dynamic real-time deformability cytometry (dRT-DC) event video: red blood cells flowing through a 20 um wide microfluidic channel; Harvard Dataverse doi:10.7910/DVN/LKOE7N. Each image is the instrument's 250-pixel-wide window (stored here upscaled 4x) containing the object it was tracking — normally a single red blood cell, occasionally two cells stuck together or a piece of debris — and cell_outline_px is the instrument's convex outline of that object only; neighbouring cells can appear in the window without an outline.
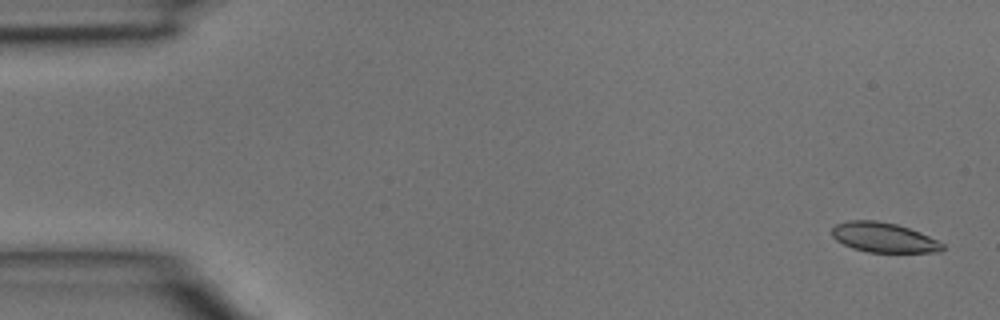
{"species": "common noctule bat (a hibernating species)", "species_latin": "Nyctalus noctula", "temperature_condition": "room temperature", "stored_images_in_passage": 4, "camera_frame_rate_fps": 3000, "um_per_image_px": 0.085, "animal": {"sex": "male", "body_mass_g": 15.6}, "frame": {"image": 1, "passage_image": 1, "time_ms": 0.0, "image_size_px": [1000, 320], "cell_outline_px": [[944, 248], [940, 252], [868, 252], [852, 248], [836, 240], [832, 236], [832, 228], [836, 224], [848, 220], [876, 220], [896, 224], [920, 232], [944, 244]], "centroid_in_image_um": [75.09, 20.18], "position_along_channel_um": 9.9, "area_um2": 19.13}}
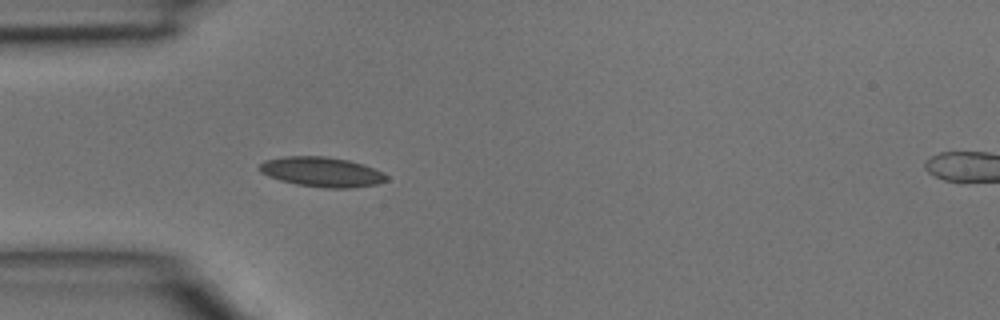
{"frame": {"image": 2, "passage_image": 4, "time_ms": 1.0, "image_size_px": [1000, 320], "cell_outline_px": [[388, 180], [376, 184], [348, 188], [324, 188], [296, 184], [280, 180], [268, 176], [260, 172], [260, 164], [264, 160], [284, 156], [324, 156], [348, 160], [364, 164], [384, 172], [388, 176]], "centroid_in_image_um": [27.37, 14.61], "position_along_channel_um": 57.6, "area_um2": 22.14}}